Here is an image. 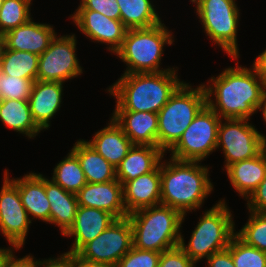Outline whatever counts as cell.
Segmentation results:
<instances>
[{"instance_id":"obj_19","label":"cell","mask_w":266,"mask_h":267,"mask_svg":"<svg viewBox=\"0 0 266 267\" xmlns=\"http://www.w3.org/2000/svg\"><path fill=\"white\" fill-rule=\"evenodd\" d=\"M62 92V82L34 81L28 101L33 121L41 130L50 128V120L61 107Z\"/></svg>"},{"instance_id":"obj_16","label":"cell","mask_w":266,"mask_h":267,"mask_svg":"<svg viewBox=\"0 0 266 267\" xmlns=\"http://www.w3.org/2000/svg\"><path fill=\"white\" fill-rule=\"evenodd\" d=\"M79 206L108 211L117 219L128 216L123 203L122 184L116 179L105 183H86L76 194Z\"/></svg>"},{"instance_id":"obj_40","label":"cell","mask_w":266,"mask_h":267,"mask_svg":"<svg viewBox=\"0 0 266 267\" xmlns=\"http://www.w3.org/2000/svg\"><path fill=\"white\" fill-rule=\"evenodd\" d=\"M73 267V254L62 253L58 258H50L43 261L35 260V267Z\"/></svg>"},{"instance_id":"obj_10","label":"cell","mask_w":266,"mask_h":267,"mask_svg":"<svg viewBox=\"0 0 266 267\" xmlns=\"http://www.w3.org/2000/svg\"><path fill=\"white\" fill-rule=\"evenodd\" d=\"M221 119L216 148L222 147L227 169L231 164L259 155L266 148V137L249 119Z\"/></svg>"},{"instance_id":"obj_17","label":"cell","mask_w":266,"mask_h":267,"mask_svg":"<svg viewBox=\"0 0 266 267\" xmlns=\"http://www.w3.org/2000/svg\"><path fill=\"white\" fill-rule=\"evenodd\" d=\"M116 219L108 211L78 206L73 224L63 234V236L74 237L72 247L67 253L75 254L84 244L94 240Z\"/></svg>"},{"instance_id":"obj_29","label":"cell","mask_w":266,"mask_h":267,"mask_svg":"<svg viewBox=\"0 0 266 267\" xmlns=\"http://www.w3.org/2000/svg\"><path fill=\"white\" fill-rule=\"evenodd\" d=\"M120 20L127 29L148 28L161 23L150 0H116Z\"/></svg>"},{"instance_id":"obj_6","label":"cell","mask_w":266,"mask_h":267,"mask_svg":"<svg viewBox=\"0 0 266 267\" xmlns=\"http://www.w3.org/2000/svg\"><path fill=\"white\" fill-rule=\"evenodd\" d=\"M172 33L164 23L148 28L128 29L122 46L115 53L127 69L124 73H158L174 68L161 69L163 47L171 45L174 40Z\"/></svg>"},{"instance_id":"obj_23","label":"cell","mask_w":266,"mask_h":267,"mask_svg":"<svg viewBox=\"0 0 266 267\" xmlns=\"http://www.w3.org/2000/svg\"><path fill=\"white\" fill-rule=\"evenodd\" d=\"M226 172L233 188L247 200L266 176V148L255 157L231 164Z\"/></svg>"},{"instance_id":"obj_34","label":"cell","mask_w":266,"mask_h":267,"mask_svg":"<svg viewBox=\"0 0 266 267\" xmlns=\"http://www.w3.org/2000/svg\"><path fill=\"white\" fill-rule=\"evenodd\" d=\"M34 81L1 74L0 100H29Z\"/></svg>"},{"instance_id":"obj_41","label":"cell","mask_w":266,"mask_h":267,"mask_svg":"<svg viewBox=\"0 0 266 267\" xmlns=\"http://www.w3.org/2000/svg\"><path fill=\"white\" fill-rule=\"evenodd\" d=\"M12 252L9 257L4 261L2 267H35V260L33 256L27 255L23 258L15 257Z\"/></svg>"},{"instance_id":"obj_31","label":"cell","mask_w":266,"mask_h":267,"mask_svg":"<svg viewBox=\"0 0 266 267\" xmlns=\"http://www.w3.org/2000/svg\"><path fill=\"white\" fill-rule=\"evenodd\" d=\"M32 0H3L0 7V37L31 19Z\"/></svg>"},{"instance_id":"obj_20","label":"cell","mask_w":266,"mask_h":267,"mask_svg":"<svg viewBox=\"0 0 266 267\" xmlns=\"http://www.w3.org/2000/svg\"><path fill=\"white\" fill-rule=\"evenodd\" d=\"M112 118L134 145L158 147V114L139 111H114Z\"/></svg>"},{"instance_id":"obj_44","label":"cell","mask_w":266,"mask_h":267,"mask_svg":"<svg viewBox=\"0 0 266 267\" xmlns=\"http://www.w3.org/2000/svg\"><path fill=\"white\" fill-rule=\"evenodd\" d=\"M12 249L6 248L1 249L0 248V267L3 266L4 261L9 257V255L12 253Z\"/></svg>"},{"instance_id":"obj_24","label":"cell","mask_w":266,"mask_h":267,"mask_svg":"<svg viewBox=\"0 0 266 267\" xmlns=\"http://www.w3.org/2000/svg\"><path fill=\"white\" fill-rule=\"evenodd\" d=\"M86 142L115 168L134 145L113 118L108 126L96 132L93 139Z\"/></svg>"},{"instance_id":"obj_8","label":"cell","mask_w":266,"mask_h":267,"mask_svg":"<svg viewBox=\"0 0 266 267\" xmlns=\"http://www.w3.org/2000/svg\"><path fill=\"white\" fill-rule=\"evenodd\" d=\"M196 15L210 39L233 59H238L237 28L239 9L235 0H191Z\"/></svg>"},{"instance_id":"obj_33","label":"cell","mask_w":266,"mask_h":267,"mask_svg":"<svg viewBox=\"0 0 266 267\" xmlns=\"http://www.w3.org/2000/svg\"><path fill=\"white\" fill-rule=\"evenodd\" d=\"M249 212L248 222L235 234L247 245L266 252V213Z\"/></svg>"},{"instance_id":"obj_14","label":"cell","mask_w":266,"mask_h":267,"mask_svg":"<svg viewBox=\"0 0 266 267\" xmlns=\"http://www.w3.org/2000/svg\"><path fill=\"white\" fill-rule=\"evenodd\" d=\"M70 18L85 36L95 42L108 44L107 49L114 54L122 46L128 30L121 20L110 19L93 10H76Z\"/></svg>"},{"instance_id":"obj_37","label":"cell","mask_w":266,"mask_h":267,"mask_svg":"<svg viewBox=\"0 0 266 267\" xmlns=\"http://www.w3.org/2000/svg\"><path fill=\"white\" fill-rule=\"evenodd\" d=\"M76 10H93L110 19L120 20V9L116 0H81Z\"/></svg>"},{"instance_id":"obj_2","label":"cell","mask_w":266,"mask_h":267,"mask_svg":"<svg viewBox=\"0 0 266 267\" xmlns=\"http://www.w3.org/2000/svg\"><path fill=\"white\" fill-rule=\"evenodd\" d=\"M176 71L124 73L107 89L116 98L114 111L158 113L183 83Z\"/></svg>"},{"instance_id":"obj_18","label":"cell","mask_w":266,"mask_h":267,"mask_svg":"<svg viewBox=\"0 0 266 267\" xmlns=\"http://www.w3.org/2000/svg\"><path fill=\"white\" fill-rule=\"evenodd\" d=\"M122 192L123 203L128 214L161 204L160 164L153 171L124 183Z\"/></svg>"},{"instance_id":"obj_1","label":"cell","mask_w":266,"mask_h":267,"mask_svg":"<svg viewBox=\"0 0 266 267\" xmlns=\"http://www.w3.org/2000/svg\"><path fill=\"white\" fill-rule=\"evenodd\" d=\"M209 80L212 84L203 85L206 104L221 119H250L259 109L266 90L253 67H229ZM212 94L216 102L212 100Z\"/></svg>"},{"instance_id":"obj_26","label":"cell","mask_w":266,"mask_h":267,"mask_svg":"<svg viewBox=\"0 0 266 267\" xmlns=\"http://www.w3.org/2000/svg\"><path fill=\"white\" fill-rule=\"evenodd\" d=\"M71 151L78 157L86 182L105 183L116 180V168L85 140H78Z\"/></svg>"},{"instance_id":"obj_12","label":"cell","mask_w":266,"mask_h":267,"mask_svg":"<svg viewBox=\"0 0 266 267\" xmlns=\"http://www.w3.org/2000/svg\"><path fill=\"white\" fill-rule=\"evenodd\" d=\"M75 34L55 36L49 47L39 56L37 80L58 81L81 75L82 67L76 55Z\"/></svg>"},{"instance_id":"obj_27","label":"cell","mask_w":266,"mask_h":267,"mask_svg":"<svg viewBox=\"0 0 266 267\" xmlns=\"http://www.w3.org/2000/svg\"><path fill=\"white\" fill-rule=\"evenodd\" d=\"M0 121L28 138H34L41 131L33 121L28 100H0Z\"/></svg>"},{"instance_id":"obj_35","label":"cell","mask_w":266,"mask_h":267,"mask_svg":"<svg viewBox=\"0 0 266 267\" xmlns=\"http://www.w3.org/2000/svg\"><path fill=\"white\" fill-rule=\"evenodd\" d=\"M161 253L141 250L133 247L115 265V267H158Z\"/></svg>"},{"instance_id":"obj_22","label":"cell","mask_w":266,"mask_h":267,"mask_svg":"<svg viewBox=\"0 0 266 267\" xmlns=\"http://www.w3.org/2000/svg\"><path fill=\"white\" fill-rule=\"evenodd\" d=\"M163 156L164 152L157 146L133 145L116 167V179L123 185L149 173L161 163Z\"/></svg>"},{"instance_id":"obj_7","label":"cell","mask_w":266,"mask_h":267,"mask_svg":"<svg viewBox=\"0 0 266 267\" xmlns=\"http://www.w3.org/2000/svg\"><path fill=\"white\" fill-rule=\"evenodd\" d=\"M224 201H218L200 217L188 245L181 234L179 246L195 263L226 249L235 235L233 216Z\"/></svg>"},{"instance_id":"obj_36","label":"cell","mask_w":266,"mask_h":267,"mask_svg":"<svg viewBox=\"0 0 266 267\" xmlns=\"http://www.w3.org/2000/svg\"><path fill=\"white\" fill-rule=\"evenodd\" d=\"M195 264L178 245L161 252L158 267H195Z\"/></svg>"},{"instance_id":"obj_28","label":"cell","mask_w":266,"mask_h":267,"mask_svg":"<svg viewBox=\"0 0 266 267\" xmlns=\"http://www.w3.org/2000/svg\"><path fill=\"white\" fill-rule=\"evenodd\" d=\"M39 56L28 51L6 49L0 45V67L4 75L37 80Z\"/></svg>"},{"instance_id":"obj_25","label":"cell","mask_w":266,"mask_h":267,"mask_svg":"<svg viewBox=\"0 0 266 267\" xmlns=\"http://www.w3.org/2000/svg\"><path fill=\"white\" fill-rule=\"evenodd\" d=\"M45 191L51 204L50 223L60 227L63 235L74 222L79 206L77 196L65 191L61 186L47 178H45Z\"/></svg>"},{"instance_id":"obj_39","label":"cell","mask_w":266,"mask_h":267,"mask_svg":"<svg viewBox=\"0 0 266 267\" xmlns=\"http://www.w3.org/2000/svg\"><path fill=\"white\" fill-rule=\"evenodd\" d=\"M206 260L209 267H235L231 252L228 248L213 253Z\"/></svg>"},{"instance_id":"obj_42","label":"cell","mask_w":266,"mask_h":267,"mask_svg":"<svg viewBox=\"0 0 266 267\" xmlns=\"http://www.w3.org/2000/svg\"><path fill=\"white\" fill-rule=\"evenodd\" d=\"M254 61L252 67L266 86V50L258 55Z\"/></svg>"},{"instance_id":"obj_4","label":"cell","mask_w":266,"mask_h":267,"mask_svg":"<svg viewBox=\"0 0 266 267\" xmlns=\"http://www.w3.org/2000/svg\"><path fill=\"white\" fill-rule=\"evenodd\" d=\"M133 247L159 253L180 243L183 215L167 205L158 204L131 212Z\"/></svg>"},{"instance_id":"obj_30","label":"cell","mask_w":266,"mask_h":267,"mask_svg":"<svg viewBox=\"0 0 266 267\" xmlns=\"http://www.w3.org/2000/svg\"><path fill=\"white\" fill-rule=\"evenodd\" d=\"M53 172L51 180L65 191L74 194H77L87 183L78 157L71 150L56 165Z\"/></svg>"},{"instance_id":"obj_9","label":"cell","mask_w":266,"mask_h":267,"mask_svg":"<svg viewBox=\"0 0 266 267\" xmlns=\"http://www.w3.org/2000/svg\"><path fill=\"white\" fill-rule=\"evenodd\" d=\"M221 118L207 105L198 113L178 142L169 150L172 159L203 161L215 151Z\"/></svg>"},{"instance_id":"obj_15","label":"cell","mask_w":266,"mask_h":267,"mask_svg":"<svg viewBox=\"0 0 266 267\" xmlns=\"http://www.w3.org/2000/svg\"><path fill=\"white\" fill-rule=\"evenodd\" d=\"M56 35L51 25L29 19L26 23L2 35L1 44L9 50L28 51L40 56Z\"/></svg>"},{"instance_id":"obj_3","label":"cell","mask_w":266,"mask_h":267,"mask_svg":"<svg viewBox=\"0 0 266 267\" xmlns=\"http://www.w3.org/2000/svg\"><path fill=\"white\" fill-rule=\"evenodd\" d=\"M169 160L160 163L161 204L178 210L185 218L186 212L202 207L213 190L209 170L199 161Z\"/></svg>"},{"instance_id":"obj_43","label":"cell","mask_w":266,"mask_h":267,"mask_svg":"<svg viewBox=\"0 0 266 267\" xmlns=\"http://www.w3.org/2000/svg\"><path fill=\"white\" fill-rule=\"evenodd\" d=\"M73 267H108V266L84 261L75 254H73Z\"/></svg>"},{"instance_id":"obj_38","label":"cell","mask_w":266,"mask_h":267,"mask_svg":"<svg viewBox=\"0 0 266 267\" xmlns=\"http://www.w3.org/2000/svg\"><path fill=\"white\" fill-rule=\"evenodd\" d=\"M249 211L266 213V176L247 199Z\"/></svg>"},{"instance_id":"obj_45","label":"cell","mask_w":266,"mask_h":267,"mask_svg":"<svg viewBox=\"0 0 266 267\" xmlns=\"http://www.w3.org/2000/svg\"><path fill=\"white\" fill-rule=\"evenodd\" d=\"M258 110L262 111V115H263L264 121L266 123V90L264 91V94H263V97H262V100L260 103V107Z\"/></svg>"},{"instance_id":"obj_13","label":"cell","mask_w":266,"mask_h":267,"mask_svg":"<svg viewBox=\"0 0 266 267\" xmlns=\"http://www.w3.org/2000/svg\"><path fill=\"white\" fill-rule=\"evenodd\" d=\"M3 180L0 190V231L13 246L11 248L18 250L25 243L32 219L21 202L18 187L8 176V170H5Z\"/></svg>"},{"instance_id":"obj_11","label":"cell","mask_w":266,"mask_h":267,"mask_svg":"<svg viewBox=\"0 0 266 267\" xmlns=\"http://www.w3.org/2000/svg\"><path fill=\"white\" fill-rule=\"evenodd\" d=\"M132 246L131 222L125 217L116 219L94 240L84 244L75 255L90 263L115 267Z\"/></svg>"},{"instance_id":"obj_21","label":"cell","mask_w":266,"mask_h":267,"mask_svg":"<svg viewBox=\"0 0 266 267\" xmlns=\"http://www.w3.org/2000/svg\"><path fill=\"white\" fill-rule=\"evenodd\" d=\"M17 187L21 202L29 215L50 224L51 204L45 191V177L29 173L22 178L10 179Z\"/></svg>"},{"instance_id":"obj_5","label":"cell","mask_w":266,"mask_h":267,"mask_svg":"<svg viewBox=\"0 0 266 267\" xmlns=\"http://www.w3.org/2000/svg\"><path fill=\"white\" fill-rule=\"evenodd\" d=\"M206 105L203 84L192 88L189 83L183 82L157 113L158 147L164 153L169 151Z\"/></svg>"},{"instance_id":"obj_32","label":"cell","mask_w":266,"mask_h":267,"mask_svg":"<svg viewBox=\"0 0 266 267\" xmlns=\"http://www.w3.org/2000/svg\"><path fill=\"white\" fill-rule=\"evenodd\" d=\"M235 267H266V252L247 245L236 234L227 247Z\"/></svg>"}]
</instances>
